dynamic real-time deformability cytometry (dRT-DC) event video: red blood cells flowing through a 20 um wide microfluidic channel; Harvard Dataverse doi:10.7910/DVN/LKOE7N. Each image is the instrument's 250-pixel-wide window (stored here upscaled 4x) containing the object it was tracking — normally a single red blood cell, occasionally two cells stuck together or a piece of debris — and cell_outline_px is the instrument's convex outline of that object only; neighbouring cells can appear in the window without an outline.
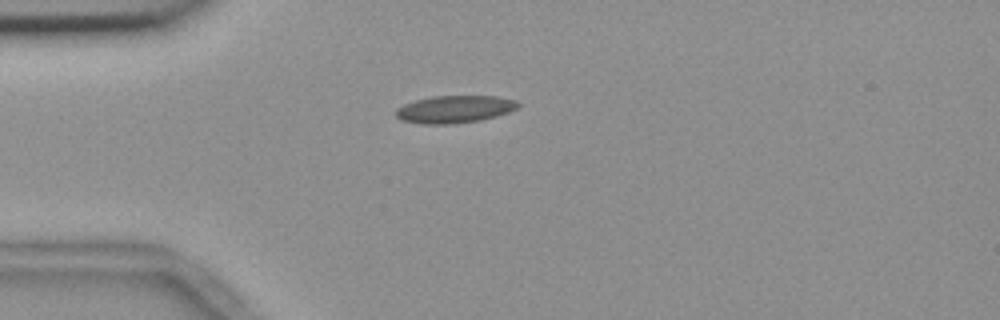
{"species": "common noctule bat (a hibernating species)", "species_latin": "Nyctalus noctula", "temperature_condition": "room temperature", "stored_images_in_passage": 42, "camera_frame_rate_fps": 3000, "um_per_image_px": 0.085, "animal": {"sex": "female", "body_mass_g": 18.4}, "frame": {"image": 1, "passage_image": 1, "time_ms": 0.0, "image_size_px": [1000, 320], "cell_outline_px": [[520, 104], [516, 108], [508, 112], [496, 116], [480, 120], [452, 124], [424, 124], [400, 120], [396, 116], [396, 108], [404, 104], [416, 100], [432, 96], [496, 96], [516, 100]], "centroid_in_image_um": [38.62, 9.28], "position_along_channel_um": 46.4, "area_um2": 19.48}}
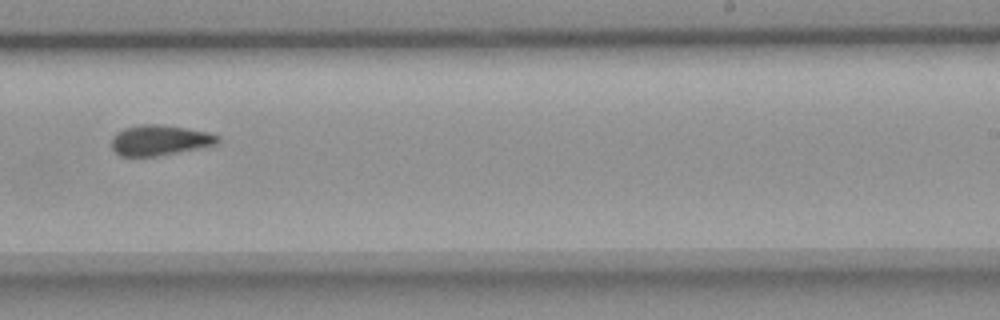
{"frame": {"image": 2, "passage_image": 21, "time_ms": 6.667, "image_size_px": [1000, 320], "cell_outline_px": [[220, 140], [216, 144], [156, 156], [120, 156], [112, 148], [112, 136], [116, 132], [124, 128], [140, 124], [160, 124], [188, 128], [208, 132], [220, 136]], "centroid_in_image_um": [13.55, 11.9], "position_along_channel_um": 275.5, "area_um2": 18.73}}
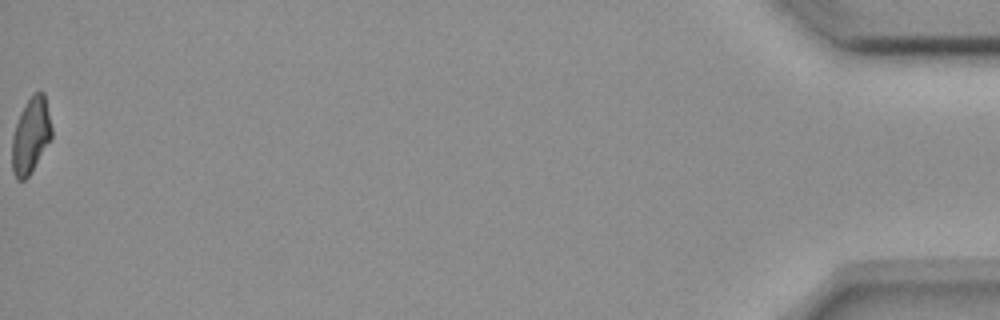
{"frame": {"image": 3, "passage_image": 42, "time_ms": 13.667, "image_size_px": [1000, 320], "cell_outline_px": [[52, 136], [32, 172], [24, 180], [16, 180], [12, 172], [12, 136], [20, 112], [24, 104], [32, 92], [44, 92], [52, 128]], "centroid_in_image_um": [2.6, 11.52], "position_along_channel_um": 432.6, "area_um2": 17.63}, "authors_computed_cell_mechanics": {"area_um2": 18.5249, "velocity_mm_per_s": 3.6834, "shape_relaxation_time_tau1_ms": 5.118, "shape_relaxation_time_tau2_ms": 4.2845, "deformation_change_tau1": 0.1365, "deformation_change_tau2": 0.1117}}